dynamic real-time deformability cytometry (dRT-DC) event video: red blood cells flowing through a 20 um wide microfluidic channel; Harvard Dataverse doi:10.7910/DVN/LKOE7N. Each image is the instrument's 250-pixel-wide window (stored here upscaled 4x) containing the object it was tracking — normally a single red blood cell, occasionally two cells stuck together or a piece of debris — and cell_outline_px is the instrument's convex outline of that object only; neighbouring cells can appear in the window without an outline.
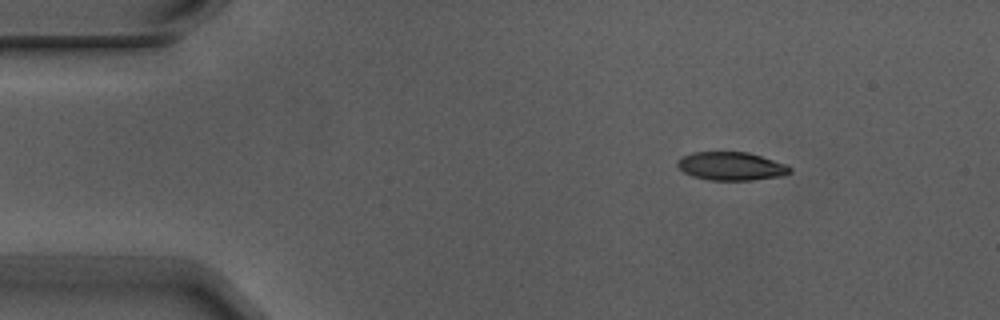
{"species": "Egyptian fruit bat (a non-hibernating species)", "species_latin": "Rousettus aegyptiacus", "temperature_condition": "warm", "stored_images_in_passage": 3, "camera_frame_rate_fps": 3000, "um_per_image_px": 0.085, "animal": {"sex": "male"}, "frame": {"image": 1, "passage_image": 1, "time_ms": 0.0, "image_size_px": [1000, 320], "cell_outline_px": [[792, 172], [784, 176], [752, 180], [708, 180], [692, 176], [684, 172], [676, 164], [684, 156], [692, 152], [748, 152], [788, 164], [792, 168]], "centroid_in_image_um": [62.22, 14.13], "position_along_channel_um": 22.8, "area_um2": 18.67}}